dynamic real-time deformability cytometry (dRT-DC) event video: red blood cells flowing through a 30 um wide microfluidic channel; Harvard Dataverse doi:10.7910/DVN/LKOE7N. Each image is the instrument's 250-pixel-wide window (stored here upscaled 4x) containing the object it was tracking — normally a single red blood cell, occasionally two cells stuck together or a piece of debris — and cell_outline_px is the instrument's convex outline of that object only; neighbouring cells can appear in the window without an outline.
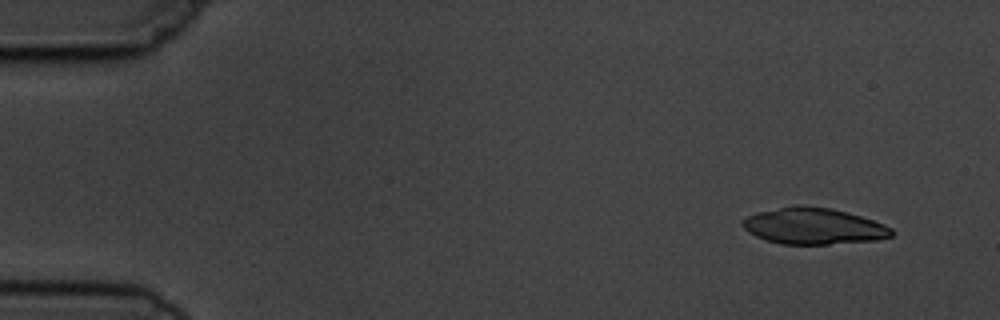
{"species": "common noctule bat (a hibernating species)", "species_latin": "Nyctalus noctula", "temperature_condition": "cold", "stored_images_in_passage": 9, "camera_frame_rate_fps": 3000, "um_per_image_px": 0.085, "animal": {"sex": "male", "body_mass_g": 19.5, "forearm_length_mm": 54.6}, "frame": {"image": 1, "passage_image": 1, "time_ms": 0.0, "image_size_px": [1000, 320], "cell_outline_px": [[896, 232], [892, 236], [876, 240], [828, 244], [780, 244], [756, 236], [748, 232], [744, 228], [744, 220], [748, 216], [760, 212], [780, 208], [804, 204], [832, 208], [848, 212], [884, 224], [892, 228]], "centroid_in_image_um": [69.22, 19.22], "position_along_channel_um": 15.8, "area_um2": 31.33}}
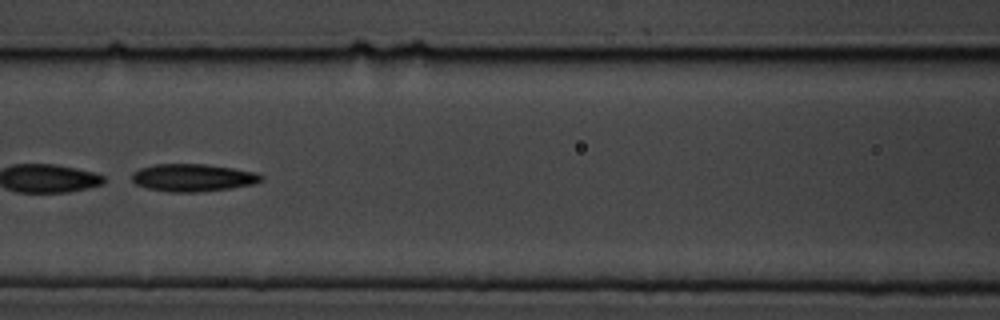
{"frame": {"image": 2, "passage_image": 7, "time_ms": 6.667, "image_size_px": [1000, 320], "cell_outline_px": [[264, 180], [252, 184], [232, 188], [196, 192], [168, 192], [148, 188], [136, 184], [132, 180], [132, 172], [140, 168], [152, 164], [204, 164], [232, 168], [256, 172], [264, 176]], "centroid_in_image_um": [16.39, 15.1], "position_along_channel_um": 150.2, "area_um2": 20.81}}
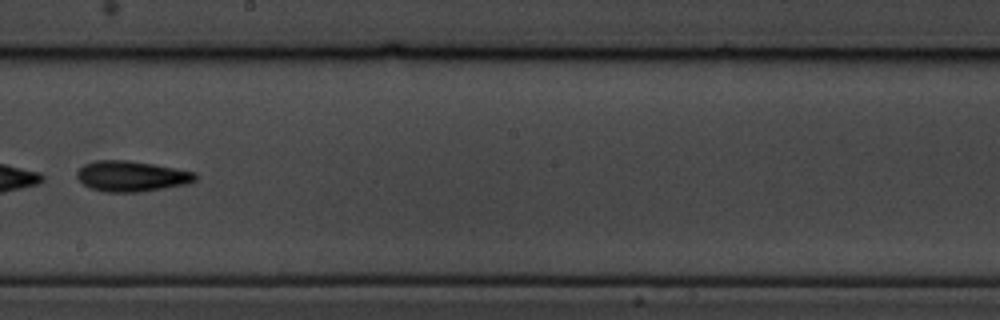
{"frame": {"image": 3, "passage_image": 9, "time_ms": 9.0, "image_size_px": [1000, 320], "cell_outline_px": [[196, 180], [188, 184], [140, 192], [104, 192], [88, 188], [76, 176], [76, 172], [84, 164], [96, 160], [128, 160], [176, 168], [196, 172]], "centroid_in_image_um": [11.17, 14.98], "position_along_channel_um": 237.0, "area_um2": 21.21}}